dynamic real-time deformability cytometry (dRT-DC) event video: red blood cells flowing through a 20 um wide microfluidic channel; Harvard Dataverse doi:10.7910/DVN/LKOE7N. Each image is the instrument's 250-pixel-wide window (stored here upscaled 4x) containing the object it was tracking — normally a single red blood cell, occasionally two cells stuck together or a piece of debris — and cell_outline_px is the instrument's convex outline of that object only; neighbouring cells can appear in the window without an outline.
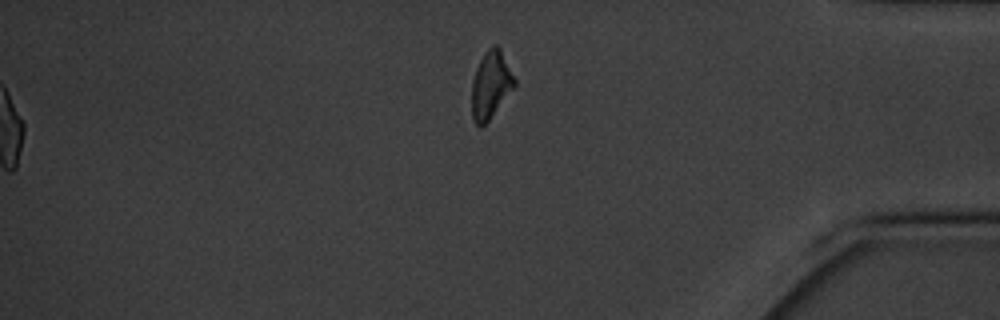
{"species": "common noctule bat (a hibernating species)", "species_latin": "Nyctalus noctula", "temperature_condition": "cold", "stored_images_in_passage": 17, "segment_of_instrument_passage": [2, 2], "camera_frame_rate_fps": 3000, "um_per_image_px": 0.085, "animal": {"sex": "male", "body_mass_g": 20.1, "forearm_length_mm": 53.5}, "frame": {"image": 1, "passage_image": 17, "time_ms": 18.333, "image_size_px": [1000, 320], "cell_outline_px": [[516, 84], [488, 120], [480, 128], [472, 120], [472, 80], [476, 68], [484, 52], [492, 44], [496, 44], [500, 48], [516, 80]], "centroid_in_image_um": [41.7, 7.18], "position_along_channel_um": 393.5, "area_um2": 16.59}}